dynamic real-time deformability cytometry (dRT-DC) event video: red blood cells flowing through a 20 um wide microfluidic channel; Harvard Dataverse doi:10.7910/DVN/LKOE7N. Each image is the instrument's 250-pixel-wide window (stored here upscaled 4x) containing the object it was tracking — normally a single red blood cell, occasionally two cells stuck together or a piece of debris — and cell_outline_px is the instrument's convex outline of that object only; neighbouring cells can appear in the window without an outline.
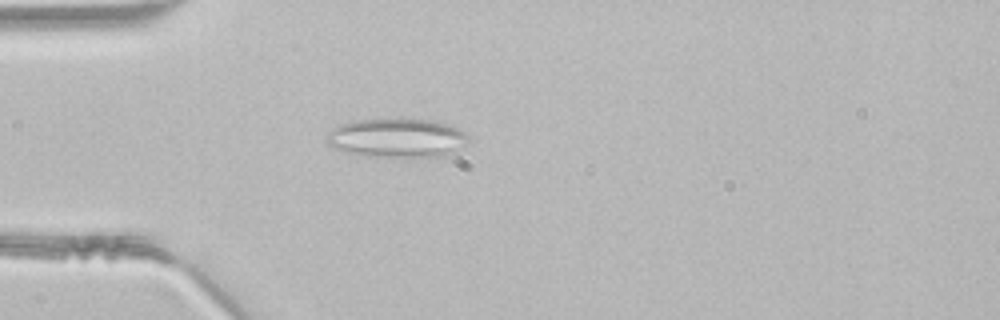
{"species": "common noctule bat (a hibernating species)", "species_latin": "Nyctalus noctula", "temperature_condition": "room temperature", "stored_images_in_passage": 38, "camera_frame_rate_fps": 3000, "um_per_image_px": 0.085, "animal": {"sex": "male", "body_mass_g": 21.5, "forearm_length_mm": 52.0}, "frame": {"image": 1, "passage_image": 5, "time_ms": 1.333, "image_size_px": [1000, 320], "cell_outline_px": [[468, 140], [456, 152], [444, 156], [364, 156], [344, 152], [332, 148], [324, 140], [324, 136], [332, 128], [340, 124], [356, 120], [396, 116], [400, 116], [432, 120], [448, 124], [468, 132]], "centroid_in_image_um": [33.71, 11.68], "position_along_channel_um": 51.3, "area_um2": 33.41}}
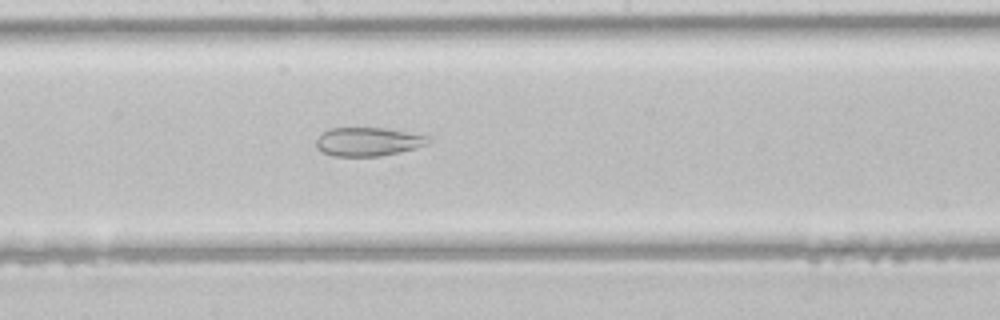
{"frame": {"image": 2, "passage_image": 17, "time_ms": 5.333, "image_size_px": [1000, 320], "cell_outline_px": [[432, 140], [428, 144], [416, 148], [400, 152], [380, 156], [332, 156], [316, 148], [316, 140], [328, 128], [384, 128], [432, 136]], "centroid_in_image_um": [31.34, 12.04], "position_along_channel_um": 216.9, "area_um2": 18.84}}
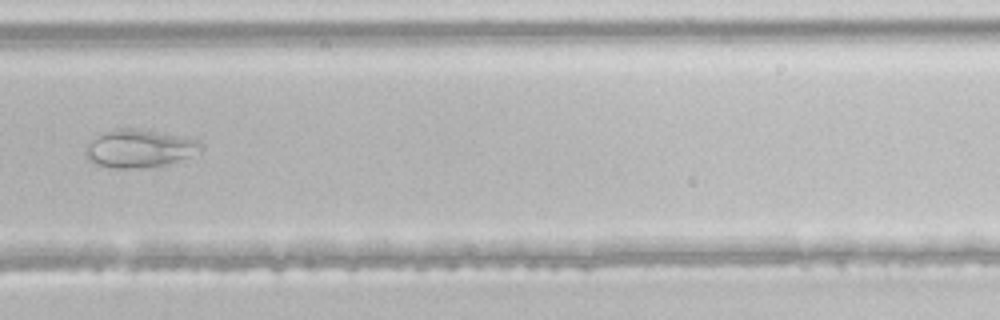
{"frame": {"image": 3, "passage_image": 24, "time_ms": 7.667, "image_size_px": [1000, 320], "cell_outline_px": [[204, 148], [188, 156], [168, 164], [144, 168], [108, 168], [92, 164], [88, 160], [84, 152], [92, 140], [96, 136], [104, 132], [120, 128], [136, 128], [200, 140], [204, 144]], "centroid_in_image_um": [11.82, 12.64], "position_along_channel_um": 318.0, "area_um2": 25.49}}